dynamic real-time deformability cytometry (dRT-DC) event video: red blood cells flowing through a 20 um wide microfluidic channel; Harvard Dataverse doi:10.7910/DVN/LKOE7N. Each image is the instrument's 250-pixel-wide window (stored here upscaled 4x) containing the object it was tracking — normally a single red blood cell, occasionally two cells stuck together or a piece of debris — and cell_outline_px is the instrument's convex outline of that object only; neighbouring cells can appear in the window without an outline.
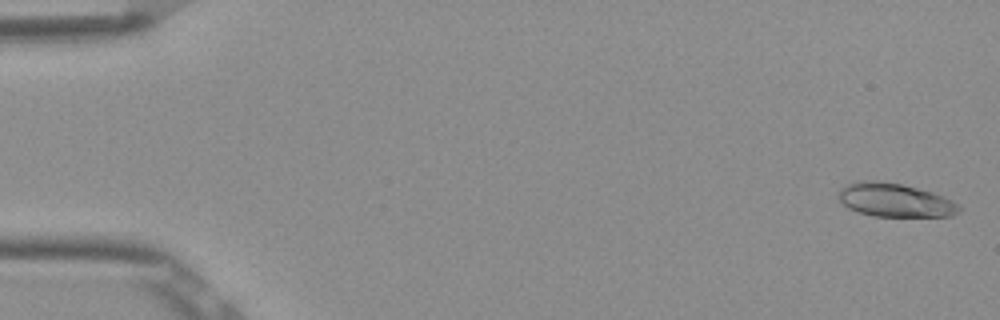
{"species": "Egyptian fruit bat (a non-hibernating species)", "species_latin": "Rousettus aegyptiacus", "temperature_condition": "room temperature", "stored_images_in_passage": 4, "camera_frame_rate_fps": 3000, "um_per_image_px": 0.085, "frame": {"image": 1, "passage_image": 1, "time_ms": 0.0, "image_size_px": [1000, 320], "cell_outline_px": [[964, 208], [960, 212], [952, 216], [872, 216], [856, 212], [848, 208], [840, 200], [840, 188], [856, 180], [872, 180], [900, 184], [932, 192], [952, 200], [960, 204]], "centroid_in_image_um": [76.1, 17.02], "position_along_channel_um": 8.9, "area_um2": 23.64}}
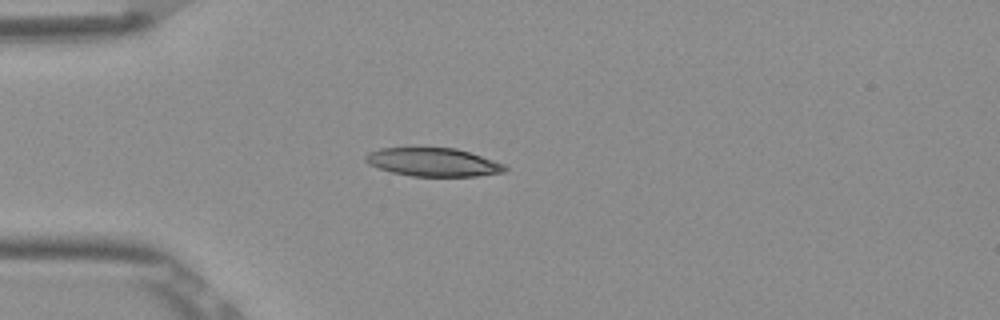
{"frame": {"image": 2, "passage_image": 4, "time_ms": 1.0, "image_size_px": [1000, 320], "cell_outline_px": [[508, 168], [504, 172], [476, 176], [412, 176], [392, 172], [368, 164], [364, 160], [364, 156], [368, 152], [380, 148], [456, 148], [504, 164]], "centroid_in_image_um": [36.79, 13.78], "position_along_channel_um": 48.2, "area_um2": 22.83}}